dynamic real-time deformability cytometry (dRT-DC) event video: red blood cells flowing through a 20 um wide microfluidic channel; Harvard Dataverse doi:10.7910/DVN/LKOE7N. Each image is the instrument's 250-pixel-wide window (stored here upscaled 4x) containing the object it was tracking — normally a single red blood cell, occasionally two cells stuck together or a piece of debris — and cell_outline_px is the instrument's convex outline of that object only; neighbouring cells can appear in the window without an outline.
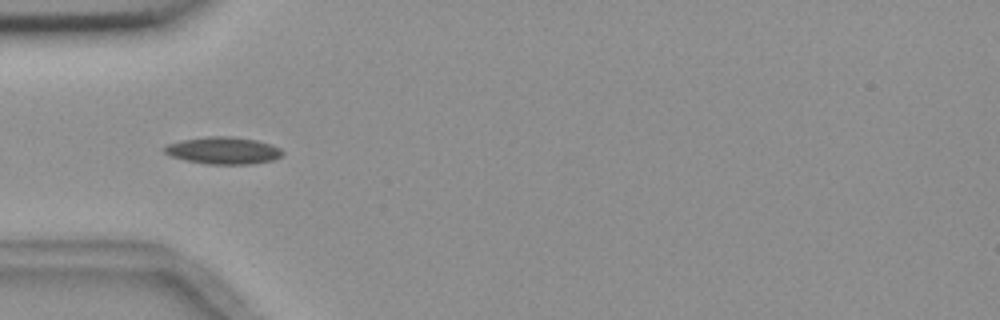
{"species": "common noctule bat (a hibernating species)", "species_latin": "Nyctalus noctula", "temperature_condition": "room temperature", "stored_images_in_passage": 8, "camera_frame_rate_fps": 3000, "um_per_image_px": 0.085, "animal": {"sex": "female", "body_mass_g": 18.4}, "frame": {"image": 1, "passage_image": 5, "time_ms": 4.333, "image_size_px": [1000, 320], "cell_outline_px": [[284, 152], [280, 156], [272, 160], [252, 164], [208, 164], [188, 160], [172, 156], [164, 152], [164, 148], [168, 144], [180, 140], [204, 136], [232, 136], [256, 140], [272, 144], [280, 148]], "centroid_in_image_um": [19.0, 12.78], "position_along_channel_um": 66.0, "area_um2": 18.61}}
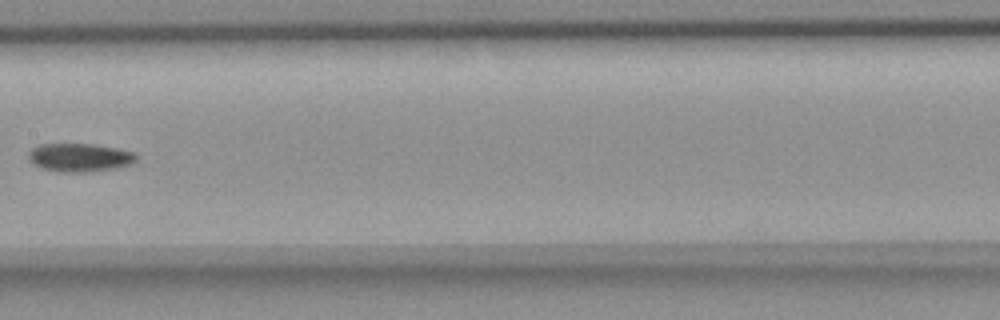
{"frame": {"image": 2, "passage_image": 8, "time_ms": 8.0, "image_size_px": [1000, 320], "cell_outline_px": [[136, 160], [132, 164], [116, 168], [88, 172], [56, 172], [40, 168], [32, 164], [28, 160], [28, 152], [32, 148], [40, 144], [92, 144], [116, 148], [136, 152]], "centroid_in_image_um": [6.74, 13.4], "position_along_channel_um": 200.7, "area_um2": 18.09}}